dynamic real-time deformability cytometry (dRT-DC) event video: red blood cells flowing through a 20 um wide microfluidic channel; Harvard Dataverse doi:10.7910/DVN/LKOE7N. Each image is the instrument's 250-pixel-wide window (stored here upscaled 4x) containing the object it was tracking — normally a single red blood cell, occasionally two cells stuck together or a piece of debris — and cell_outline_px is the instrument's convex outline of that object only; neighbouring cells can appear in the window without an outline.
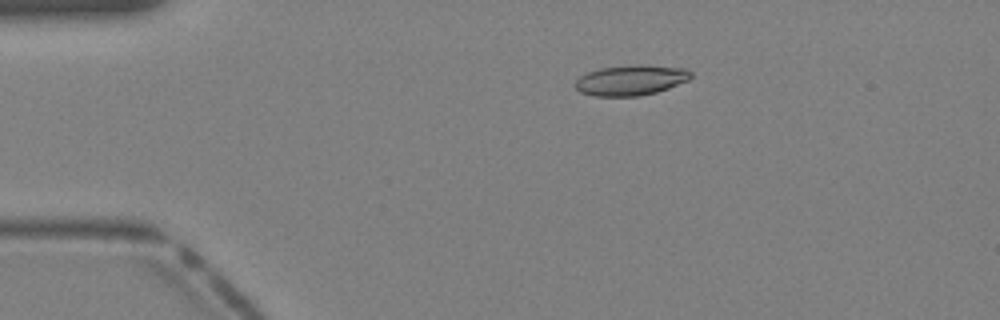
{"species": "Egyptian fruit bat (a non-hibernating species)", "species_latin": "Rousettus aegyptiacus", "temperature_condition": "warm", "stored_images_in_passage": 33, "camera_frame_rate_fps": 3000, "um_per_image_px": 0.085, "animal": {"sex": "female"}, "frame": {"image": 1, "passage_image": 1, "time_ms": 0.0, "image_size_px": [1000, 320], "cell_outline_px": [[692, 76], [688, 80], [668, 88], [656, 92], [640, 96], [592, 96], [580, 92], [572, 84], [580, 76], [588, 72], [600, 68], [636, 64], [688, 68], [692, 72]], "centroid_in_image_um": [53.61, 6.81], "position_along_channel_um": 31.4, "area_um2": 20.63}}
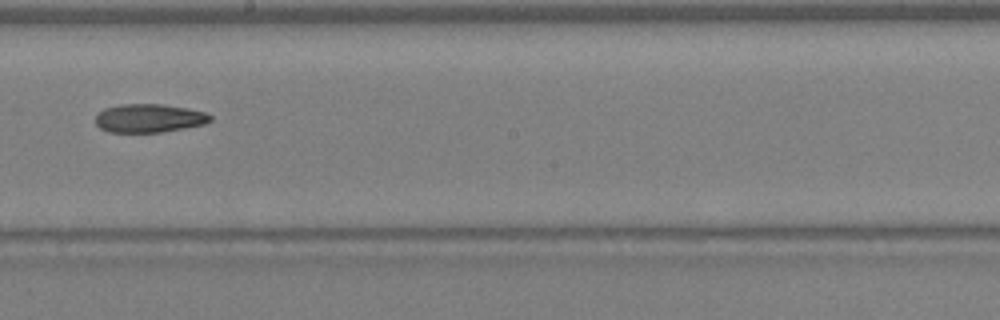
{"frame": {"image": 2, "passage_image": 16, "time_ms": 5.0, "image_size_px": [1000, 320], "cell_outline_px": [[212, 120], [204, 124], [184, 128], [160, 132], [108, 132], [100, 128], [96, 124], [96, 116], [104, 108], [120, 104], [160, 104], [188, 108], [208, 112], [212, 116]], "centroid_in_image_um": [12.7, 10.04], "position_along_channel_um": 235.5, "area_um2": 19.13}}
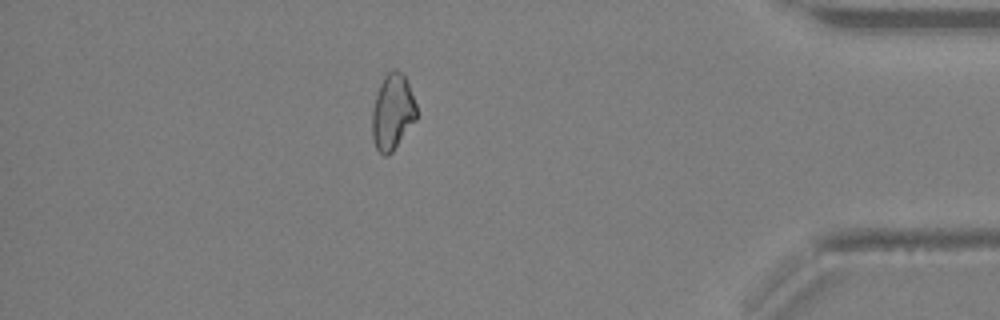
{"frame": {"image": 3, "passage_image": 28, "time_ms": 9.0, "image_size_px": [1000, 320], "cell_outline_px": [[416, 120], [392, 152], [388, 156], [384, 156], [376, 148], [372, 140], [372, 112], [376, 96], [380, 84], [384, 76], [392, 68], [396, 68], [404, 76], [408, 84], [416, 104]], "centroid_in_image_um": [33.35, 9.53], "position_along_channel_um": 401.8, "area_um2": 19.54}}